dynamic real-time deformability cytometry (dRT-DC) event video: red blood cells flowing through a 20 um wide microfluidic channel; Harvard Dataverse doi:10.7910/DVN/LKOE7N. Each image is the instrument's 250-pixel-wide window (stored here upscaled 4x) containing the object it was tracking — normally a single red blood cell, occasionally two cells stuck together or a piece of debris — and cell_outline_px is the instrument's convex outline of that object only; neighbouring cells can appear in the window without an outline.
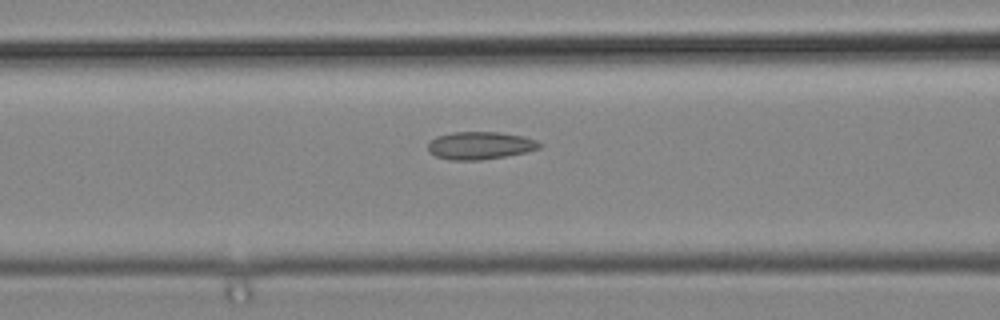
{"species": "common noctule bat (a hibernating species)", "species_latin": "Nyctalus noctula", "temperature_condition": "cold", "stored_images_in_passage": 37, "camera_frame_rate_fps": 3000, "um_per_image_px": 0.085, "animal": {"sex": "male", "body_mass_g": 19.2, "forearm_length_mm": 51.8}, "frame": {"image": 1, "passage_image": 17, "time_ms": 5.333, "image_size_px": [1000, 320], "cell_outline_px": [[544, 144], [540, 148], [524, 152], [504, 156], [480, 160], [448, 160], [436, 156], [428, 152], [428, 144], [436, 136], [452, 132], [500, 132], [524, 136], [536, 140]], "centroid_in_image_um": [40.8, 12.36], "position_along_channel_um": 125.8, "area_um2": 18.03}}
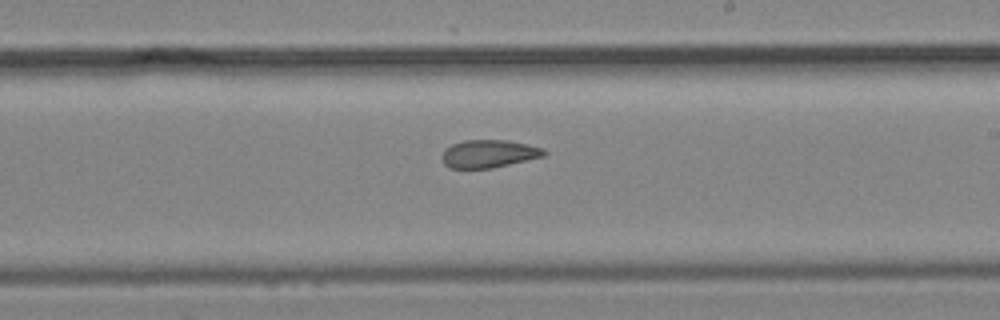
{"frame": {"image": 2, "passage_image": 26, "time_ms": 8.333, "image_size_px": [1000, 320], "cell_outline_px": [[548, 152], [544, 156], [492, 168], [448, 168], [444, 164], [440, 156], [444, 148], [452, 144], [464, 140], [508, 140], [544, 148]], "centroid_in_image_um": [41.51, 13.06], "position_along_channel_um": 247.5, "area_um2": 16.7}}
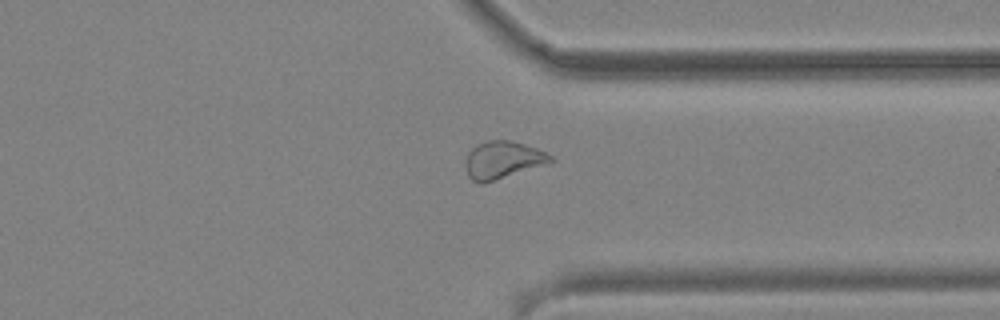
{"frame": {"image": 3, "passage_image": 35, "time_ms": 11.333, "image_size_px": [1000, 320], "cell_outline_px": [[556, 160], [484, 184], [480, 184], [472, 180], [468, 176], [468, 152], [476, 144], [488, 140], [508, 140], [524, 144], [536, 148], [552, 156]], "centroid_in_image_um": [42.73, 13.59], "position_along_channel_um": 368.7, "area_um2": 18.15}}